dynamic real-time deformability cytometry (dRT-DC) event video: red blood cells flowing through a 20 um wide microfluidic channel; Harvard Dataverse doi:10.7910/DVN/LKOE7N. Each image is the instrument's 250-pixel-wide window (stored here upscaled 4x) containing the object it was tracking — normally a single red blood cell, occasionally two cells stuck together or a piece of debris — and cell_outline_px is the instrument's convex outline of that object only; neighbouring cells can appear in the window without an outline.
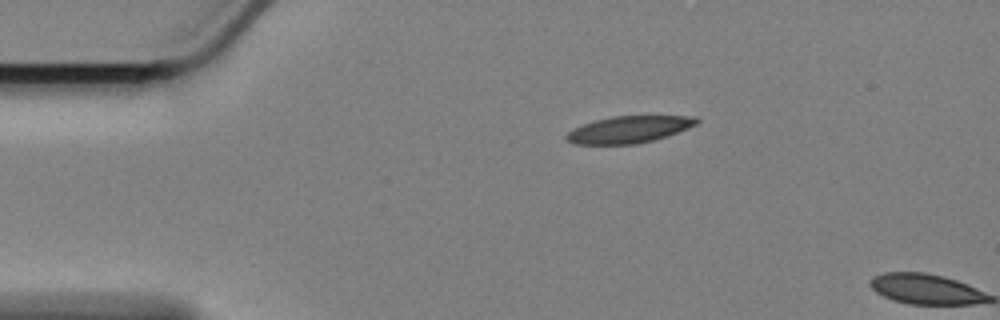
{"species": "Egyptian fruit bat (a non-hibernating species)", "species_latin": "Rousettus aegyptiacus", "temperature_condition": "cold", "stored_images_in_passage": 2, "camera_frame_rate_fps": 3000, "um_per_image_px": 0.085, "animal": {"sex": "female"}, "frame": {"image": 1, "passage_image": 1, "time_ms": 0.0, "image_size_px": [1000, 320], "cell_outline_px": [[700, 120], [696, 124], [688, 128], [652, 140], [636, 144], [572, 144], [564, 140], [564, 136], [568, 132], [584, 124], [596, 120], [612, 116], [696, 116]], "centroid_in_image_um": [53.43, 11.01], "position_along_channel_um": 31.6, "area_um2": 20.17}}